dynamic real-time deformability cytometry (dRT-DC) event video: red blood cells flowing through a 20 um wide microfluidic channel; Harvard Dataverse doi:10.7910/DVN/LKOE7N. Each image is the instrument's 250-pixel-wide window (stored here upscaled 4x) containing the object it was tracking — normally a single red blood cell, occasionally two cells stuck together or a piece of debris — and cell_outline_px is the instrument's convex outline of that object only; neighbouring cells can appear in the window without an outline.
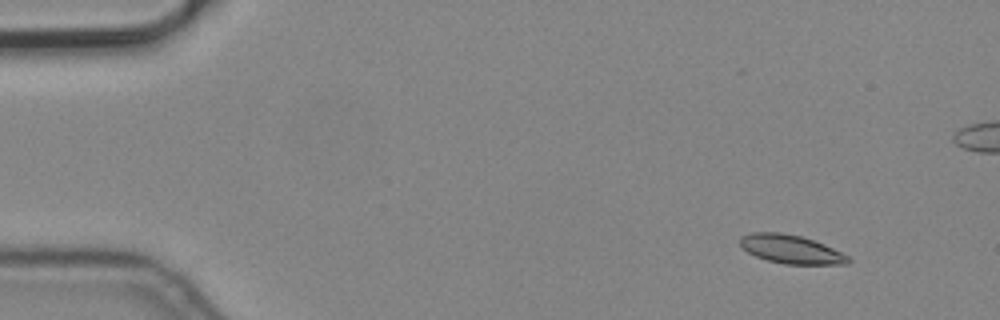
{"species": "common noctule bat (a hibernating species)", "species_latin": "Nyctalus noctula", "temperature_condition": "cold", "stored_images_in_passage": 5, "camera_frame_rate_fps": 3000, "um_per_image_px": 0.085, "animal": {"sex": "male", "body_mass_g": 19.2, "forearm_length_mm": 51.8}, "frame": {"image": 1, "passage_image": 2, "time_ms": 0.333, "image_size_px": [1000, 320], "cell_outline_px": [[852, 260], [848, 264], [784, 264], [768, 260], [756, 256], [740, 248], [740, 236], [752, 232], [780, 232], [800, 236], [824, 244], [848, 256]], "centroid_in_image_um": [67.2, 21.18], "position_along_channel_um": 17.8, "area_um2": 17.98}}